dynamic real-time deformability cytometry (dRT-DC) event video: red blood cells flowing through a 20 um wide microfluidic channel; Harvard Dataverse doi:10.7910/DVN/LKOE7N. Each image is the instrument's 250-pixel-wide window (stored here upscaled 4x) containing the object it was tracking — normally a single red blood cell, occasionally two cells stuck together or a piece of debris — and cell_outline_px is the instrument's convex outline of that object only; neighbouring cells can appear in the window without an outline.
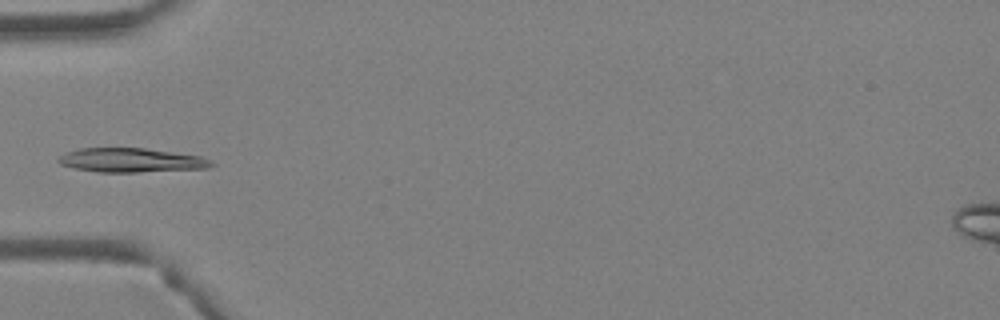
{"species": "Egyptian fruit bat (a non-hibernating species)", "species_latin": "Rousettus aegyptiacus", "temperature_condition": "warm", "stored_images_in_passage": 5, "camera_frame_rate_fps": 3000, "um_per_image_px": 0.085, "animal": {"sex": "female"}, "frame": {"image": 1, "passage_image": 5, "time_ms": 1.333, "image_size_px": [1000, 320], "cell_outline_px": [[216, 164], [208, 168], [136, 172], [96, 172], [72, 168], [60, 164], [56, 160], [60, 156], [68, 152], [80, 148], [144, 148], [200, 156]], "centroid_in_image_um": [11.11, 13.62], "position_along_channel_um": 73.9, "area_um2": 21.39}}